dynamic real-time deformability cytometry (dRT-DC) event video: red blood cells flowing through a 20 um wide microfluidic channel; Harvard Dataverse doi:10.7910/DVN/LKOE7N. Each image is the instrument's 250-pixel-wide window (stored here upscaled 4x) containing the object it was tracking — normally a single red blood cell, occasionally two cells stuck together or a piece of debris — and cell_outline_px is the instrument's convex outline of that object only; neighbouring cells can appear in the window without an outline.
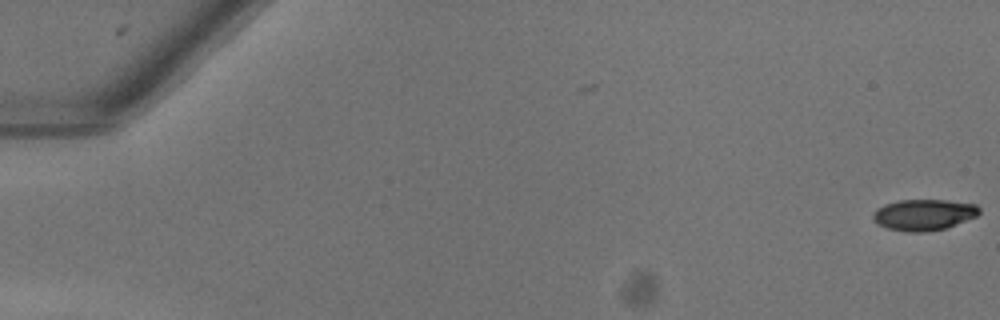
{"species": "common noctule bat (a hibernating species)", "species_latin": "Nyctalus noctula", "temperature_condition": "warm", "stored_images_in_passage": 4, "camera_frame_rate_fps": 3000, "um_per_image_px": 0.085, "animal": {"sex": "female"}, "frame": {"image": 1, "passage_image": 4, "time_ms": 1.0, "image_size_px": [1000, 320], "cell_outline_px": [[980, 212], [976, 216], [944, 228], [928, 232], [904, 232], [888, 228], [876, 224], [872, 220], [872, 216], [876, 208], [884, 204], [900, 200], [944, 200], [976, 204], [980, 208]], "centroid_in_image_um": [78.47, 18.25], "position_along_channel_um": 6.5, "area_um2": 19.31}}